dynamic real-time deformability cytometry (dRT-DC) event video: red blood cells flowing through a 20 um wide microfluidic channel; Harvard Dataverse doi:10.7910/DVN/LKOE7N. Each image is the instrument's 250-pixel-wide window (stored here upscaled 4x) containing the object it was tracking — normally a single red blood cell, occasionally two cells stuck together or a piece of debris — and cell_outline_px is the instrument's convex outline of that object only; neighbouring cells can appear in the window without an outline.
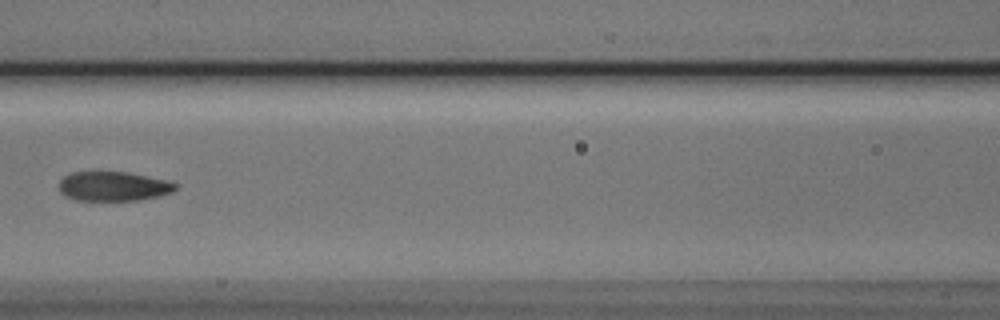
{"species": "Egyptian fruit bat (a non-hibernating species)", "species_latin": "Rousettus aegyptiacus", "temperature_condition": "cold", "stored_images_in_passage": 7, "camera_frame_rate_fps": 3000, "um_per_image_px": 0.085, "animal": {"sex": "male"}, "frame": {"image": 1, "passage_image": 7, "time_ms": 2.0, "image_size_px": [1000, 320], "cell_outline_px": [[176, 188], [172, 192], [156, 196], [136, 200], [76, 200], [64, 196], [60, 192], [60, 180], [64, 176], [72, 172], [128, 172], [164, 180], [176, 184]], "centroid_in_image_um": [9.58, 15.83], "position_along_channel_um": 157.0, "area_um2": 19.65}}